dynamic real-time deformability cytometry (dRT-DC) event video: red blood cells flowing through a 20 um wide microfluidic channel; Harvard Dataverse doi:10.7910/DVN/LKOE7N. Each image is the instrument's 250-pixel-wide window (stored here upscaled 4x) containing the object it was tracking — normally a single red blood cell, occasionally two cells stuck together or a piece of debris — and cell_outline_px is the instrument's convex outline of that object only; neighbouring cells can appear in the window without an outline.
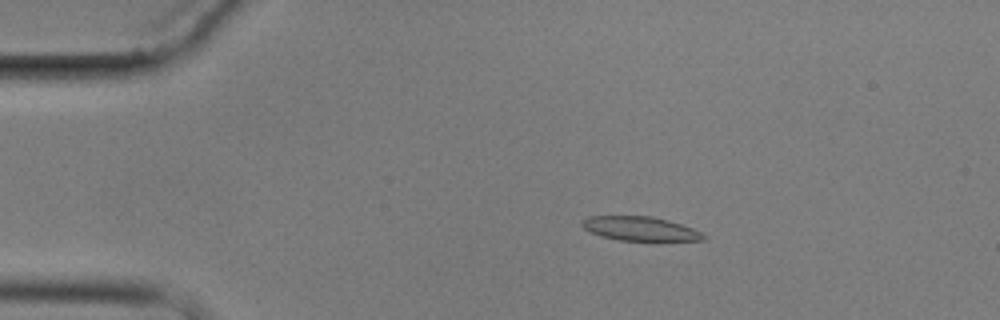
{"species": "common noctule bat (a hibernating species)", "species_latin": "Nyctalus noctula", "temperature_condition": "cold", "stored_images_in_passage": 4, "camera_frame_rate_fps": 3000, "um_per_image_px": 0.085, "animal": {"sex": "male", "body_mass_g": 17.9}, "frame": {"image": 1, "passage_image": 1, "time_ms": 0.0, "image_size_px": [1000, 320], "cell_outline_px": [[708, 236], [704, 240], [616, 240], [600, 236], [588, 232], [580, 224], [580, 220], [588, 216], [652, 216], [668, 220], [692, 228]], "centroid_in_image_um": [54.34, 19.43], "position_along_channel_um": 30.7, "area_um2": 17.11}}
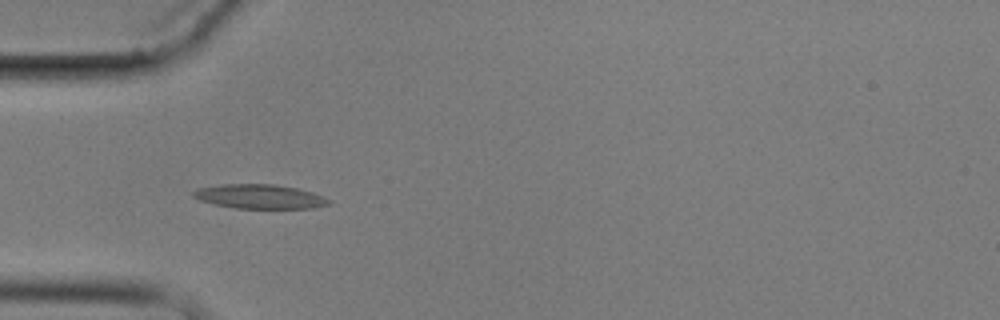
{"frame": {"image": 2, "passage_image": 3, "time_ms": 2.333, "image_size_px": [1000, 320], "cell_outline_px": [[332, 204], [312, 208], [236, 208], [216, 204], [200, 200], [192, 196], [192, 192], [196, 188], [220, 184], [276, 184], [296, 188], [312, 192], [324, 196], [332, 200]], "centroid_in_image_um": [22.1, 16.7], "position_along_channel_um": 62.9, "area_um2": 19.25}}
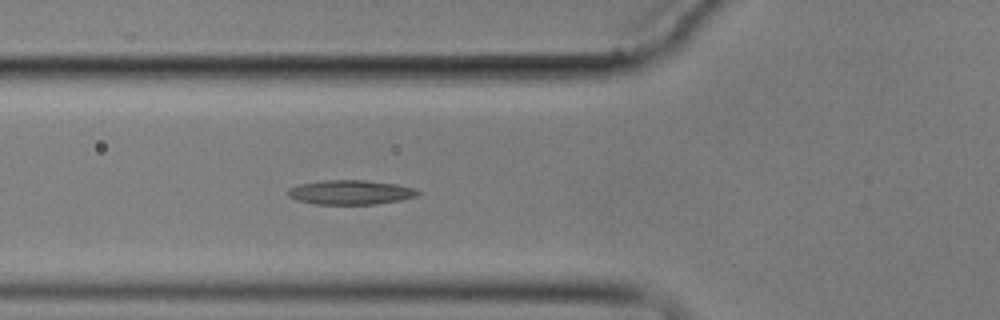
{"frame": {"image": 3, "passage_image": 4, "time_ms": 3.333, "image_size_px": [1000, 320], "cell_outline_px": [[420, 192], [416, 196], [400, 200], [376, 204], [316, 204], [296, 200], [288, 196], [288, 188], [300, 184], [324, 180], [364, 180], [396, 184], [416, 188]], "centroid_in_image_um": [29.79, 16.34], "position_along_channel_um": 96.0, "area_um2": 18.44}}